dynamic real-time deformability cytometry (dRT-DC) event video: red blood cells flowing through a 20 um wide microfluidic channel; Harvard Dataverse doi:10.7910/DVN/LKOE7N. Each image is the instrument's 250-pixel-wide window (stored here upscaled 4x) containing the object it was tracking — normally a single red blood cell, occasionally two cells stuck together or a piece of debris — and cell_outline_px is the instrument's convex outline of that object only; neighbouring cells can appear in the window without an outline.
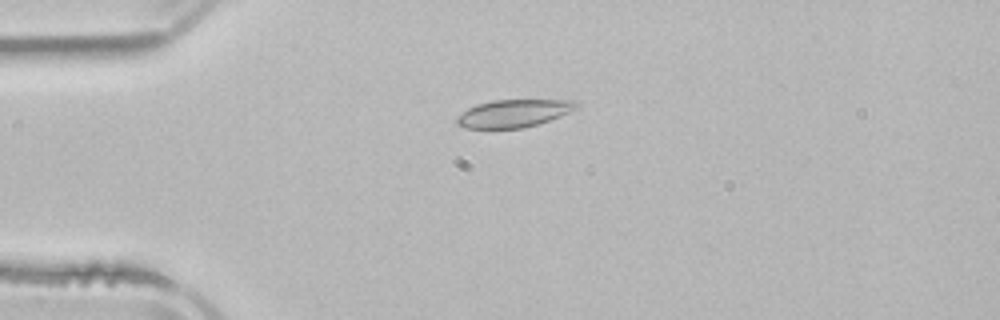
{"species": "common noctule bat (a hibernating species)", "species_latin": "Nyctalus noctula", "temperature_condition": "room temperature", "stored_images_in_passage": 2, "camera_frame_rate_fps": 3000, "um_per_image_px": 0.085, "animal": {"sex": "male", "body_mass_g": 21.5, "forearm_length_mm": 52.0}, "frame": {"image": 1, "passage_image": 1, "time_ms": 0.0, "image_size_px": [1000, 320], "cell_outline_px": [[580, 108], [560, 116], [536, 124], [520, 128], [464, 128], [456, 124], [456, 116], [468, 108], [476, 104], [492, 100], [576, 100], [580, 104]], "centroid_in_image_um": [43.67, 9.62], "position_along_channel_um": 41.3, "area_um2": 19.36}}